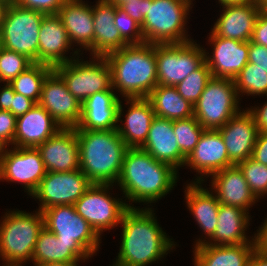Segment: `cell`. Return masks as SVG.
<instances>
[{
	"mask_svg": "<svg viewBox=\"0 0 267 266\" xmlns=\"http://www.w3.org/2000/svg\"><path fill=\"white\" fill-rule=\"evenodd\" d=\"M251 42L267 47V12L261 10L257 17Z\"/></svg>",
	"mask_w": 267,
	"mask_h": 266,
	"instance_id": "obj_44",
	"label": "cell"
},
{
	"mask_svg": "<svg viewBox=\"0 0 267 266\" xmlns=\"http://www.w3.org/2000/svg\"><path fill=\"white\" fill-rule=\"evenodd\" d=\"M244 174V178L255 197L260 200L267 195V165L248 158L237 164Z\"/></svg>",
	"mask_w": 267,
	"mask_h": 266,
	"instance_id": "obj_38",
	"label": "cell"
},
{
	"mask_svg": "<svg viewBox=\"0 0 267 266\" xmlns=\"http://www.w3.org/2000/svg\"><path fill=\"white\" fill-rule=\"evenodd\" d=\"M193 3L185 0H147L141 25L144 43L168 44L192 41L187 19ZM189 37V38H188Z\"/></svg>",
	"mask_w": 267,
	"mask_h": 266,
	"instance_id": "obj_6",
	"label": "cell"
},
{
	"mask_svg": "<svg viewBox=\"0 0 267 266\" xmlns=\"http://www.w3.org/2000/svg\"><path fill=\"white\" fill-rule=\"evenodd\" d=\"M256 0H218L221 6L228 4H245L249 2H255Z\"/></svg>",
	"mask_w": 267,
	"mask_h": 266,
	"instance_id": "obj_53",
	"label": "cell"
},
{
	"mask_svg": "<svg viewBox=\"0 0 267 266\" xmlns=\"http://www.w3.org/2000/svg\"><path fill=\"white\" fill-rule=\"evenodd\" d=\"M178 171L170 164L155 160L141 148H128L117 182L129 208L132 203H155L177 185ZM132 205V206H131Z\"/></svg>",
	"mask_w": 267,
	"mask_h": 266,
	"instance_id": "obj_2",
	"label": "cell"
},
{
	"mask_svg": "<svg viewBox=\"0 0 267 266\" xmlns=\"http://www.w3.org/2000/svg\"><path fill=\"white\" fill-rule=\"evenodd\" d=\"M116 5L108 0H97L92 6L94 21L93 56H105L129 45L115 27Z\"/></svg>",
	"mask_w": 267,
	"mask_h": 266,
	"instance_id": "obj_29",
	"label": "cell"
},
{
	"mask_svg": "<svg viewBox=\"0 0 267 266\" xmlns=\"http://www.w3.org/2000/svg\"><path fill=\"white\" fill-rule=\"evenodd\" d=\"M0 181H1V160H0Z\"/></svg>",
	"mask_w": 267,
	"mask_h": 266,
	"instance_id": "obj_59",
	"label": "cell"
},
{
	"mask_svg": "<svg viewBox=\"0 0 267 266\" xmlns=\"http://www.w3.org/2000/svg\"><path fill=\"white\" fill-rule=\"evenodd\" d=\"M115 27L119 30L121 37L130 44L144 43L141 25L132 19L123 9L116 6Z\"/></svg>",
	"mask_w": 267,
	"mask_h": 266,
	"instance_id": "obj_40",
	"label": "cell"
},
{
	"mask_svg": "<svg viewBox=\"0 0 267 266\" xmlns=\"http://www.w3.org/2000/svg\"><path fill=\"white\" fill-rule=\"evenodd\" d=\"M92 185L80 169L71 172H46L36 191L41 212L56 205H74Z\"/></svg>",
	"mask_w": 267,
	"mask_h": 266,
	"instance_id": "obj_13",
	"label": "cell"
},
{
	"mask_svg": "<svg viewBox=\"0 0 267 266\" xmlns=\"http://www.w3.org/2000/svg\"><path fill=\"white\" fill-rule=\"evenodd\" d=\"M9 148L5 147L2 153L1 180L21 183L31 196L46 174L41 154L37 148Z\"/></svg>",
	"mask_w": 267,
	"mask_h": 266,
	"instance_id": "obj_14",
	"label": "cell"
},
{
	"mask_svg": "<svg viewBox=\"0 0 267 266\" xmlns=\"http://www.w3.org/2000/svg\"><path fill=\"white\" fill-rule=\"evenodd\" d=\"M147 99L157 117L179 120L194 116V106L179 95L175 86L157 85Z\"/></svg>",
	"mask_w": 267,
	"mask_h": 266,
	"instance_id": "obj_33",
	"label": "cell"
},
{
	"mask_svg": "<svg viewBox=\"0 0 267 266\" xmlns=\"http://www.w3.org/2000/svg\"><path fill=\"white\" fill-rule=\"evenodd\" d=\"M211 189L220 204L241 208L247 212L258 199L251 192L242 170L238 165L213 173Z\"/></svg>",
	"mask_w": 267,
	"mask_h": 266,
	"instance_id": "obj_25",
	"label": "cell"
},
{
	"mask_svg": "<svg viewBox=\"0 0 267 266\" xmlns=\"http://www.w3.org/2000/svg\"><path fill=\"white\" fill-rule=\"evenodd\" d=\"M224 139L218 130L205 129L193 152L186 159L185 166L196 170L195 182H202L217 171L233 166Z\"/></svg>",
	"mask_w": 267,
	"mask_h": 266,
	"instance_id": "obj_17",
	"label": "cell"
},
{
	"mask_svg": "<svg viewBox=\"0 0 267 266\" xmlns=\"http://www.w3.org/2000/svg\"><path fill=\"white\" fill-rule=\"evenodd\" d=\"M91 57L92 61H83L78 56L53 68L65 82L68 91L81 104L94 93L112 88L111 68L105 57Z\"/></svg>",
	"mask_w": 267,
	"mask_h": 266,
	"instance_id": "obj_9",
	"label": "cell"
},
{
	"mask_svg": "<svg viewBox=\"0 0 267 266\" xmlns=\"http://www.w3.org/2000/svg\"><path fill=\"white\" fill-rule=\"evenodd\" d=\"M141 149L148 152L155 160L170 164L177 171L180 167H184L186 162L173 131V120L155 116Z\"/></svg>",
	"mask_w": 267,
	"mask_h": 266,
	"instance_id": "obj_27",
	"label": "cell"
},
{
	"mask_svg": "<svg viewBox=\"0 0 267 266\" xmlns=\"http://www.w3.org/2000/svg\"><path fill=\"white\" fill-rule=\"evenodd\" d=\"M249 266H267V256L255 249L250 258Z\"/></svg>",
	"mask_w": 267,
	"mask_h": 266,
	"instance_id": "obj_51",
	"label": "cell"
},
{
	"mask_svg": "<svg viewBox=\"0 0 267 266\" xmlns=\"http://www.w3.org/2000/svg\"><path fill=\"white\" fill-rule=\"evenodd\" d=\"M61 126L39 104L17 118L13 147L37 148L55 135Z\"/></svg>",
	"mask_w": 267,
	"mask_h": 266,
	"instance_id": "obj_28",
	"label": "cell"
},
{
	"mask_svg": "<svg viewBox=\"0 0 267 266\" xmlns=\"http://www.w3.org/2000/svg\"><path fill=\"white\" fill-rule=\"evenodd\" d=\"M35 105L36 103L33 100L15 92L11 101V113L18 118L26 114Z\"/></svg>",
	"mask_w": 267,
	"mask_h": 266,
	"instance_id": "obj_47",
	"label": "cell"
},
{
	"mask_svg": "<svg viewBox=\"0 0 267 266\" xmlns=\"http://www.w3.org/2000/svg\"><path fill=\"white\" fill-rule=\"evenodd\" d=\"M113 186L92 184L74 204L76 212L100 237L105 230H112L119 226L123 214L129 209L125 200L110 195L109 190L113 189Z\"/></svg>",
	"mask_w": 267,
	"mask_h": 266,
	"instance_id": "obj_11",
	"label": "cell"
},
{
	"mask_svg": "<svg viewBox=\"0 0 267 266\" xmlns=\"http://www.w3.org/2000/svg\"><path fill=\"white\" fill-rule=\"evenodd\" d=\"M154 208H129L120 226L121 246L112 266H148L158 263L176 248L170 236L160 227Z\"/></svg>",
	"mask_w": 267,
	"mask_h": 266,
	"instance_id": "obj_1",
	"label": "cell"
},
{
	"mask_svg": "<svg viewBox=\"0 0 267 266\" xmlns=\"http://www.w3.org/2000/svg\"><path fill=\"white\" fill-rule=\"evenodd\" d=\"M208 42L212 45V55L205 50V62L212 77L233 79L248 63L249 42L219 37L209 33Z\"/></svg>",
	"mask_w": 267,
	"mask_h": 266,
	"instance_id": "obj_16",
	"label": "cell"
},
{
	"mask_svg": "<svg viewBox=\"0 0 267 266\" xmlns=\"http://www.w3.org/2000/svg\"><path fill=\"white\" fill-rule=\"evenodd\" d=\"M113 88L96 92L81 105V119L75 130H111L118 126L120 96Z\"/></svg>",
	"mask_w": 267,
	"mask_h": 266,
	"instance_id": "obj_23",
	"label": "cell"
},
{
	"mask_svg": "<svg viewBox=\"0 0 267 266\" xmlns=\"http://www.w3.org/2000/svg\"><path fill=\"white\" fill-rule=\"evenodd\" d=\"M38 104L61 128H76L81 119V103L68 91L63 79L53 70L45 79Z\"/></svg>",
	"mask_w": 267,
	"mask_h": 266,
	"instance_id": "obj_15",
	"label": "cell"
},
{
	"mask_svg": "<svg viewBox=\"0 0 267 266\" xmlns=\"http://www.w3.org/2000/svg\"><path fill=\"white\" fill-rule=\"evenodd\" d=\"M211 78L210 69L207 63L204 62L197 70L193 71L183 81L177 84L175 88L179 95L194 106Z\"/></svg>",
	"mask_w": 267,
	"mask_h": 266,
	"instance_id": "obj_37",
	"label": "cell"
},
{
	"mask_svg": "<svg viewBox=\"0 0 267 266\" xmlns=\"http://www.w3.org/2000/svg\"><path fill=\"white\" fill-rule=\"evenodd\" d=\"M45 15L9 3L0 31V46L38 63L39 30Z\"/></svg>",
	"mask_w": 267,
	"mask_h": 266,
	"instance_id": "obj_7",
	"label": "cell"
},
{
	"mask_svg": "<svg viewBox=\"0 0 267 266\" xmlns=\"http://www.w3.org/2000/svg\"><path fill=\"white\" fill-rule=\"evenodd\" d=\"M67 0H15L20 7L36 10L46 15L57 14Z\"/></svg>",
	"mask_w": 267,
	"mask_h": 266,
	"instance_id": "obj_42",
	"label": "cell"
},
{
	"mask_svg": "<svg viewBox=\"0 0 267 266\" xmlns=\"http://www.w3.org/2000/svg\"><path fill=\"white\" fill-rule=\"evenodd\" d=\"M185 186L184 198L187 209L191 211L190 213L205 235L203 240L199 238L195 241L194 247H196L204 244L213 236L217 227L220 203L212 190L209 191L208 188H203L202 182L193 181Z\"/></svg>",
	"mask_w": 267,
	"mask_h": 266,
	"instance_id": "obj_26",
	"label": "cell"
},
{
	"mask_svg": "<svg viewBox=\"0 0 267 266\" xmlns=\"http://www.w3.org/2000/svg\"><path fill=\"white\" fill-rule=\"evenodd\" d=\"M41 154L46 172H71L80 169L79 146L75 128H62L41 143Z\"/></svg>",
	"mask_w": 267,
	"mask_h": 266,
	"instance_id": "obj_19",
	"label": "cell"
},
{
	"mask_svg": "<svg viewBox=\"0 0 267 266\" xmlns=\"http://www.w3.org/2000/svg\"><path fill=\"white\" fill-rule=\"evenodd\" d=\"M240 99L233 79L212 77L194 104V117L204 129L218 130L241 111Z\"/></svg>",
	"mask_w": 267,
	"mask_h": 266,
	"instance_id": "obj_8",
	"label": "cell"
},
{
	"mask_svg": "<svg viewBox=\"0 0 267 266\" xmlns=\"http://www.w3.org/2000/svg\"><path fill=\"white\" fill-rule=\"evenodd\" d=\"M75 131L82 173L92 184L116 186L128 149L117 129Z\"/></svg>",
	"mask_w": 267,
	"mask_h": 266,
	"instance_id": "obj_4",
	"label": "cell"
},
{
	"mask_svg": "<svg viewBox=\"0 0 267 266\" xmlns=\"http://www.w3.org/2000/svg\"><path fill=\"white\" fill-rule=\"evenodd\" d=\"M219 18L214 22L211 32L219 37L251 41L253 29L262 10L260 1L245 4H228L222 6Z\"/></svg>",
	"mask_w": 267,
	"mask_h": 266,
	"instance_id": "obj_20",
	"label": "cell"
},
{
	"mask_svg": "<svg viewBox=\"0 0 267 266\" xmlns=\"http://www.w3.org/2000/svg\"><path fill=\"white\" fill-rule=\"evenodd\" d=\"M129 104L127 113L124 114L122 101L118 108L117 131L128 148H141L146 142L148 132L155 113L147 98H125ZM124 114V120L121 119Z\"/></svg>",
	"mask_w": 267,
	"mask_h": 266,
	"instance_id": "obj_21",
	"label": "cell"
},
{
	"mask_svg": "<svg viewBox=\"0 0 267 266\" xmlns=\"http://www.w3.org/2000/svg\"><path fill=\"white\" fill-rule=\"evenodd\" d=\"M250 217L249 212L241 208L220 204L216 230L205 244L236 245L255 243L254 237L247 236V232H245L247 228L249 229Z\"/></svg>",
	"mask_w": 267,
	"mask_h": 266,
	"instance_id": "obj_31",
	"label": "cell"
},
{
	"mask_svg": "<svg viewBox=\"0 0 267 266\" xmlns=\"http://www.w3.org/2000/svg\"><path fill=\"white\" fill-rule=\"evenodd\" d=\"M239 97L243 95L267 96V69L248 62L234 78Z\"/></svg>",
	"mask_w": 267,
	"mask_h": 266,
	"instance_id": "obj_35",
	"label": "cell"
},
{
	"mask_svg": "<svg viewBox=\"0 0 267 266\" xmlns=\"http://www.w3.org/2000/svg\"><path fill=\"white\" fill-rule=\"evenodd\" d=\"M17 117L9 110H0V143L4 147L13 146Z\"/></svg>",
	"mask_w": 267,
	"mask_h": 266,
	"instance_id": "obj_41",
	"label": "cell"
},
{
	"mask_svg": "<svg viewBox=\"0 0 267 266\" xmlns=\"http://www.w3.org/2000/svg\"><path fill=\"white\" fill-rule=\"evenodd\" d=\"M224 139L230 161L237 165L251 158L258 135V130L252 114L241 110L218 129Z\"/></svg>",
	"mask_w": 267,
	"mask_h": 266,
	"instance_id": "obj_22",
	"label": "cell"
},
{
	"mask_svg": "<svg viewBox=\"0 0 267 266\" xmlns=\"http://www.w3.org/2000/svg\"><path fill=\"white\" fill-rule=\"evenodd\" d=\"M44 227L65 242H79L92 256L100 248L101 237L82 218L74 205H56L42 211Z\"/></svg>",
	"mask_w": 267,
	"mask_h": 266,
	"instance_id": "obj_12",
	"label": "cell"
},
{
	"mask_svg": "<svg viewBox=\"0 0 267 266\" xmlns=\"http://www.w3.org/2000/svg\"><path fill=\"white\" fill-rule=\"evenodd\" d=\"M34 62L23 54L0 46V82L9 83Z\"/></svg>",
	"mask_w": 267,
	"mask_h": 266,
	"instance_id": "obj_39",
	"label": "cell"
},
{
	"mask_svg": "<svg viewBox=\"0 0 267 266\" xmlns=\"http://www.w3.org/2000/svg\"><path fill=\"white\" fill-rule=\"evenodd\" d=\"M248 62L256 64L262 69H267V47L249 41Z\"/></svg>",
	"mask_w": 267,
	"mask_h": 266,
	"instance_id": "obj_45",
	"label": "cell"
},
{
	"mask_svg": "<svg viewBox=\"0 0 267 266\" xmlns=\"http://www.w3.org/2000/svg\"><path fill=\"white\" fill-rule=\"evenodd\" d=\"M13 210L7 211L0 222L2 266H24L23 263L31 261L39 232L44 228L40 210L35 213Z\"/></svg>",
	"mask_w": 267,
	"mask_h": 266,
	"instance_id": "obj_5",
	"label": "cell"
},
{
	"mask_svg": "<svg viewBox=\"0 0 267 266\" xmlns=\"http://www.w3.org/2000/svg\"><path fill=\"white\" fill-rule=\"evenodd\" d=\"M194 266H249L255 243L236 245L201 244L194 248Z\"/></svg>",
	"mask_w": 267,
	"mask_h": 266,
	"instance_id": "obj_32",
	"label": "cell"
},
{
	"mask_svg": "<svg viewBox=\"0 0 267 266\" xmlns=\"http://www.w3.org/2000/svg\"><path fill=\"white\" fill-rule=\"evenodd\" d=\"M251 158L258 163L267 165V132L258 133Z\"/></svg>",
	"mask_w": 267,
	"mask_h": 266,
	"instance_id": "obj_46",
	"label": "cell"
},
{
	"mask_svg": "<svg viewBox=\"0 0 267 266\" xmlns=\"http://www.w3.org/2000/svg\"><path fill=\"white\" fill-rule=\"evenodd\" d=\"M78 262H80V261H74V262H50V263L39 264L37 266H79Z\"/></svg>",
	"mask_w": 267,
	"mask_h": 266,
	"instance_id": "obj_52",
	"label": "cell"
},
{
	"mask_svg": "<svg viewBox=\"0 0 267 266\" xmlns=\"http://www.w3.org/2000/svg\"><path fill=\"white\" fill-rule=\"evenodd\" d=\"M205 50L194 40L155 44L158 85L176 86L205 62Z\"/></svg>",
	"mask_w": 267,
	"mask_h": 266,
	"instance_id": "obj_10",
	"label": "cell"
},
{
	"mask_svg": "<svg viewBox=\"0 0 267 266\" xmlns=\"http://www.w3.org/2000/svg\"><path fill=\"white\" fill-rule=\"evenodd\" d=\"M253 116L258 132H267V101L260 107L246 108Z\"/></svg>",
	"mask_w": 267,
	"mask_h": 266,
	"instance_id": "obj_48",
	"label": "cell"
},
{
	"mask_svg": "<svg viewBox=\"0 0 267 266\" xmlns=\"http://www.w3.org/2000/svg\"><path fill=\"white\" fill-rule=\"evenodd\" d=\"M38 63L52 68L66 64L82 53L74 49L67 35V31L57 14H48L43 17L39 30ZM72 47V48H71ZM74 49L72 56H67L68 50ZM76 50V51H75ZM80 54V55H79Z\"/></svg>",
	"mask_w": 267,
	"mask_h": 266,
	"instance_id": "obj_18",
	"label": "cell"
},
{
	"mask_svg": "<svg viewBox=\"0 0 267 266\" xmlns=\"http://www.w3.org/2000/svg\"><path fill=\"white\" fill-rule=\"evenodd\" d=\"M52 71L53 68L51 66L34 62L14 78L10 85L13 87L14 92L28 97L38 104L43 83Z\"/></svg>",
	"mask_w": 267,
	"mask_h": 266,
	"instance_id": "obj_34",
	"label": "cell"
},
{
	"mask_svg": "<svg viewBox=\"0 0 267 266\" xmlns=\"http://www.w3.org/2000/svg\"><path fill=\"white\" fill-rule=\"evenodd\" d=\"M4 148L5 147L3 145H1V143H0V160H1L2 153H3Z\"/></svg>",
	"mask_w": 267,
	"mask_h": 266,
	"instance_id": "obj_57",
	"label": "cell"
},
{
	"mask_svg": "<svg viewBox=\"0 0 267 266\" xmlns=\"http://www.w3.org/2000/svg\"><path fill=\"white\" fill-rule=\"evenodd\" d=\"M112 3H114L116 6H120L122 3L129 2L131 0H108Z\"/></svg>",
	"mask_w": 267,
	"mask_h": 266,
	"instance_id": "obj_55",
	"label": "cell"
},
{
	"mask_svg": "<svg viewBox=\"0 0 267 266\" xmlns=\"http://www.w3.org/2000/svg\"><path fill=\"white\" fill-rule=\"evenodd\" d=\"M265 219L259 230H256L257 233H254V241L256 250L267 256V218Z\"/></svg>",
	"mask_w": 267,
	"mask_h": 266,
	"instance_id": "obj_49",
	"label": "cell"
},
{
	"mask_svg": "<svg viewBox=\"0 0 267 266\" xmlns=\"http://www.w3.org/2000/svg\"><path fill=\"white\" fill-rule=\"evenodd\" d=\"M57 15L62 20L73 48L74 46L81 47L77 49L79 53L81 52L80 49L83 48V50L90 52V56H93L94 21L92 6L83 0H67Z\"/></svg>",
	"mask_w": 267,
	"mask_h": 266,
	"instance_id": "obj_24",
	"label": "cell"
},
{
	"mask_svg": "<svg viewBox=\"0 0 267 266\" xmlns=\"http://www.w3.org/2000/svg\"><path fill=\"white\" fill-rule=\"evenodd\" d=\"M8 4L9 3L6 0H0V31Z\"/></svg>",
	"mask_w": 267,
	"mask_h": 266,
	"instance_id": "obj_54",
	"label": "cell"
},
{
	"mask_svg": "<svg viewBox=\"0 0 267 266\" xmlns=\"http://www.w3.org/2000/svg\"><path fill=\"white\" fill-rule=\"evenodd\" d=\"M204 130L194 116L187 119L173 120V131L180 151L186 159L193 152Z\"/></svg>",
	"mask_w": 267,
	"mask_h": 266,
	"instance_id": "obj_36",
	"label": "cell"
},
{
	"mask_svg": "<svg viewBox=\"0 0 267 266\" xmlns=\"http://www.w3.org/2000/svg\"><path fill=\"white\" fill-rule=\"evenodd\" d=\"M8 3H13L15 0H6Z\"/></svg>",
	"mask_w": 267,
	"mask_h": 266,
	"instance_id": "obj_58",
	"label": "cell"
},
{
	"mask_svg": "<svg viewBox=\"0 0 267 266\" xmlns=\"http://www.w3.org/2000/svg\"><path fill=\"white\" fill-rule=\"evenodd\" d=\"M119 7L137 23L142 25L143 19L146 16L147 0H131L122 3Z\"/></svg>",
	"mask_w": 267,
	"mask_h": 266,
	"instance_id": "obj_43",
	"label": "cell"
},
{
	"mask_svg": "<svg viewBox=\"0 0 267 266\" xmlns=\"http://www.w3.org/2000/svg\"><path fill=\"white\" fill-rule=\"evenodd\" d=\"M261 9L265 12H267V0H259Z\"/></svg>",
	"mask_w": 267,
	"mask_h": 266,
	"instance_id": "obj_56",
	"label": "cell"
},
{
	"mask_svg": "<svg viewBox=\"0 0 267 266\" xmlns=\"http://www.w3.org/2000/svg\"><path fill=\"white\" fill-rule=\"evenodd\" d=\"M93 257L79 242H65L45 227L39 232L31 262L33 266L50 262L86 261Z\"/></svg>",
	"mask_w": 267,
	"mask_h": 266,
	"instance_id": "obj_30",
	"label": "cell"
},
{
	"mask_svg": "<svg viewBox=\"0 0 267 266\" xmlns=\"http://www.w3.org/2000/svg\"><path fill=\"white\" fill-rule=\"evenodd\" d=\"M14 89L9 83H4L0 87V110H9L11 112V101L14 98Z\"/></svg>",
	"mask_w": 267,
	"mask_h": 266,
	"instance_id": "obj_50",
	"label": "cell"
},
{
	"mask_svg": "<svg viewBox=\"0 0 267 266\" xmlns=\"http://www.w3.org/2000/svg\"><path fill=\"white\" fill-rule=\"evenodd\" d=\"M112 88L125 98H147L158 85L155 44H130L104 56Z\"/></svg>",
	"mask_w": 267,
	"mask_h": 266,
	"instance_id": "obj_3",
	"label": "cell"
}]
</instances>
